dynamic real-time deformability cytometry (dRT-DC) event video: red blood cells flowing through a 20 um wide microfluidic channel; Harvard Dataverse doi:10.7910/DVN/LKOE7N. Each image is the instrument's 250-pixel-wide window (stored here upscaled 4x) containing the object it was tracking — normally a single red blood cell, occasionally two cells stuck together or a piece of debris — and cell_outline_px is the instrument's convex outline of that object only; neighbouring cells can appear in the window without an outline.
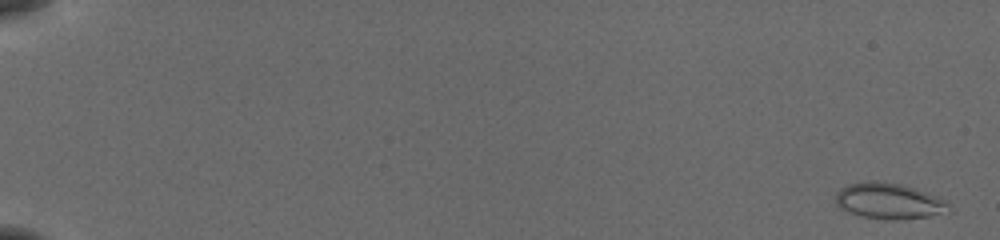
{"species": "common noctule bat (a hibernating species)", "species_latin": "Nyctalus noctula", "temperature_condition": "cold", "stored_images_in_passage": 55, "camera_frame_rate_fps": 3000, "um_per_image_px": 0.085, "animal": {"sex": "female", "body_mass_g": 19.5, "forearm_length_mm": 54.1}, "frame": {"image": 1, "passage_image": 2, "time_ms": 0.333, "image_size_px": [1000, 240], "cell_outline_px": [[952, 212], [928, 216], [896, 220], [888, 220], [864, 216], [840, 208], [836, 204], [836, 192], [840, 188], [848, 184], [868, 180], [876, 180], [900, 184], [936, 196], [944, 200], [948, 204]], "centroid_in_image_um": [75.55, 17.08], "position_along_channel_um": 9.4, "area_um2": 23.52}}
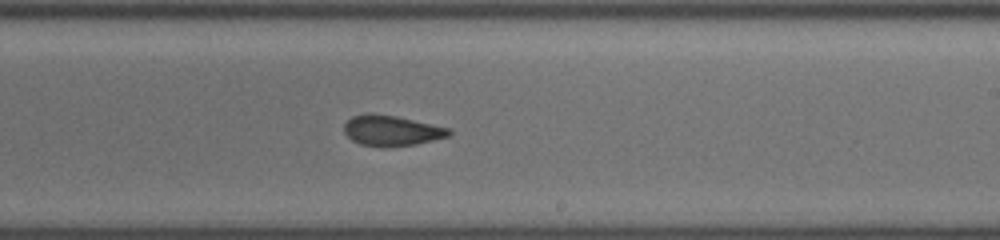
{"frame": {"image": 2, "passage_image": 36, "time_ms": 11.667, "image_size_px": [1000, 240], "cell_outline_px": [[452, 136], [416, 144], [384, 148], [360, 144], [352, 140], [344, 132], [344, 124], [352, 116], [396, 116], [452, 128]], "centroid_in_image_um": [33.38, 11.15], "position_along_channel_um": 255.6, "area_um2": 18.38}}
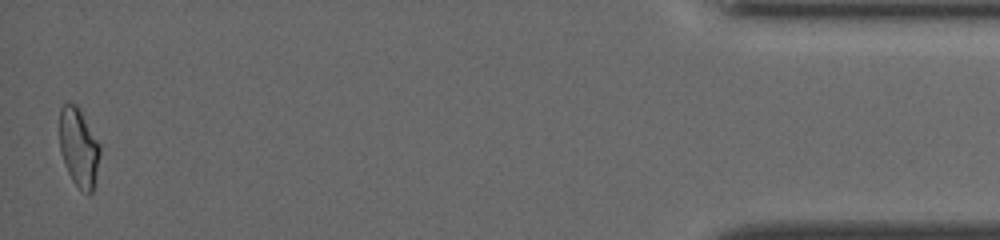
{"frame": {"image": 3, "passage_image": 55, "time_ms": 18.0, "image_size_px": [1000, 240], "cell_outline_px": [[100, 152], [92, 192], [88, 196], [80, 192], [72, 180], [64, 164], [60, 152], [60, 108], [64, 104], [76, 104], [80, 108], [100, 144]], "centroid_in_image_um": [6.69, 12.56], "position_along_channel_um": 428.5, "area_um2": 18.67}, "authors_computed_cell_mechanics": {"area_um2": 19.652, "velocity_mm_per_s": 3.89, "shape_relaxation_time_tau1_ms": null, "shape_relaxation_time_tau2_ms": 2.3549, "deformation_change_tau1": null, "deformation_change_tau2": 0.075}}